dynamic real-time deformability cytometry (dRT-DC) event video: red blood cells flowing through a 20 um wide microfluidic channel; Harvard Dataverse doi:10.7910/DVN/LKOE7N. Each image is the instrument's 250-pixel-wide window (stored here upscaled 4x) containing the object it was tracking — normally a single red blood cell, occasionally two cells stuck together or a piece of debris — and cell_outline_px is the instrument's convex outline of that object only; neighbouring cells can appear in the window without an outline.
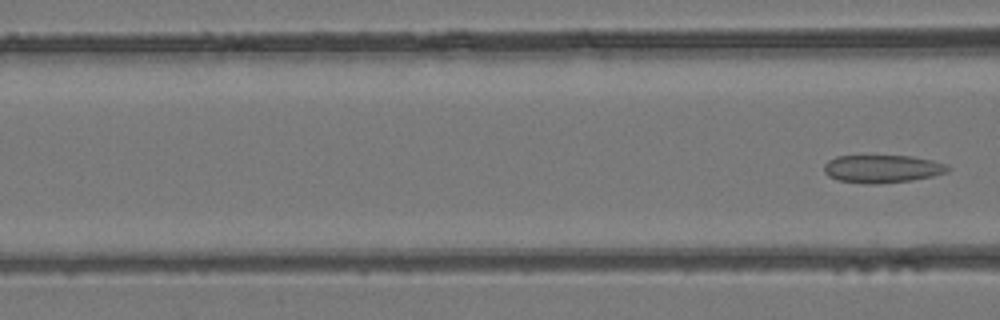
{"species": "common noctule bat (a hibernating species)", "species_latin": "Nyctalus noctula", "temperature_condition": "room temperature", "stored_images_in_passage": 4, "camera_frame_rate_fps": 3000, "um_per_image_px": 0.085, "animal": {"sex": "female", "body_mass_g": 24.6, "forearm_length_mm": 56.2}, "frame": {"image": 1, "passage_image": 4, "time_ms": 1.0, "image_size_px": [1000, 320], "cell_outline_px": [[952, 168], [948, 172], [932, 176], [912, 180], [876, 184], [868, 184], [840, 180], [828, 176], [824, 172], [824, 164], [828, 160], [836, 156], [912, 156], [932, 160], [944, 164]], "centroid_in_image_um": [74.99, 14.35], "position_along_channel_um": 91.6, "area_um2": 20.06}}